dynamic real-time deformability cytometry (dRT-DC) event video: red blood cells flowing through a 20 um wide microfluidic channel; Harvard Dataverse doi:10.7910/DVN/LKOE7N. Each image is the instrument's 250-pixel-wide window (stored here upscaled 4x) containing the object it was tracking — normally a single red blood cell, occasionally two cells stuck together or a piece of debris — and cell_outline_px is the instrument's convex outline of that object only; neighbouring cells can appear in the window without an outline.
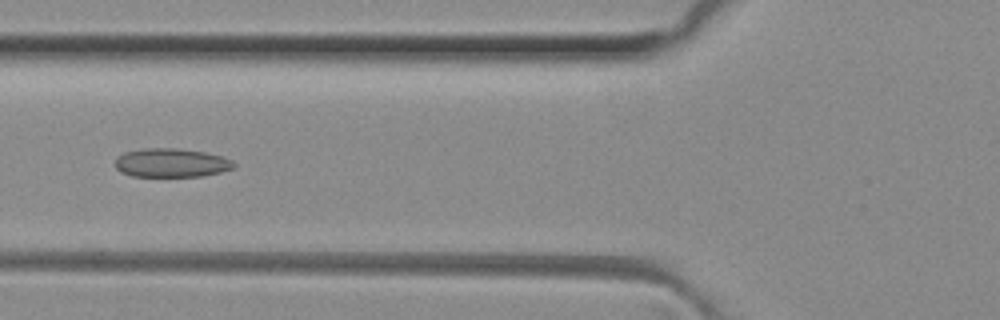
{"species": "common noctule bat (a hibernating species)", "species_latin": "Nyctalus noctula", "temperature_condition": "room temperature", "stored_images_in_passage": 45, "camera_frame_rate_fps": 3000, "um_per_image_px": 0.085, "animal": {"sex": "female", "body_mass_g": 29.2, "forearm_length_mm": 56.3}, "frame": {"image": 1, "passage_image": 14, "time_ms": 4.333, "image_size_px": [1000, 320], "cell_outline_px": [[236, 164], [232, 168], [220, 172], [204, 176], [132, 176], [120, 172], [116, 168], [116, 156], [124, 152], [144, 148], [180, 148], [204, 152], [220, 156], [232, 160]], "centroid_in_image_um": [14.53, 13.83], "position_along_channel_um": 111.3, "area_um2": 19.94}}
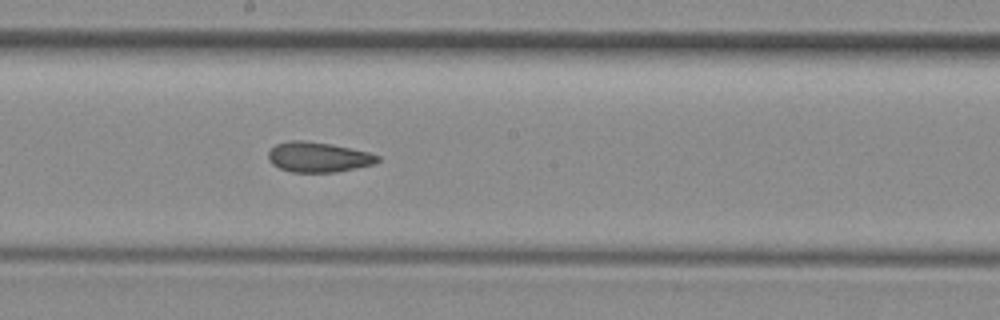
{"frame": {"image": 2, "passage_image": 22, "time_ms": 7.0, "image_size_px": [1000, 320], "cell_outline_px": [[380, 160], [376, 164], [336, 172], [292, 172], [280, 168], [272, 164], [268, 160], [268, 152], [276, 144], [288, 140], [304, 140], [328, 144], [368, 152], [380, 156]], "centroid_in_image_um": [27.04, 13.36], "position_along_channel_um": 221.2, "area_um2": 19.13}}
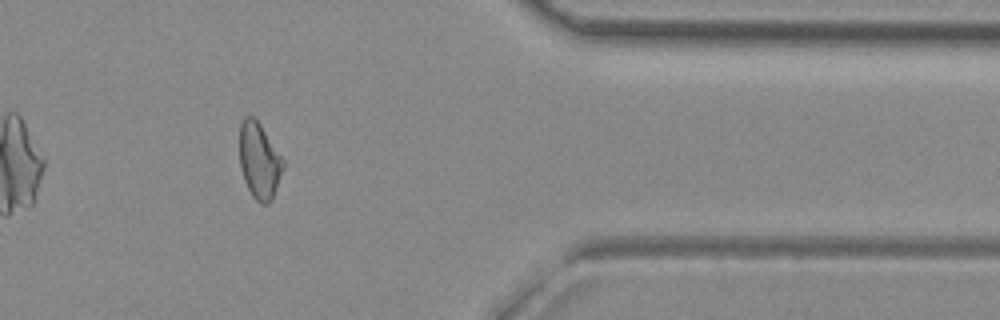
{"frame": {"image": 3, "passage_image": 36, "time_ms": 11.667, "image_size_px": [1000, 320], "cell_outline_px": [[284, 168], [272, 200], [268, 204], [260, 204], [252, 196], [244, 180], [240, 168], [240, 124], [244, 116], [252, 116], [260, 124], [284, 160]], "centroid_in_image_um": [22.04, 13.69], "position_along_channel_um": 389.4, "area_um2": 19.31}, "authors_computed_cell_mechanics": {"area_um2": 19.8254, "velocity_mm_per_s": 4.1218, "shape_relaxation_time_tau1_ms": null, "shape_relaxation_time_tau2_ms": 2.8689, "deformation_change_tau1": null, "deformation_change_tau2": 0.0998}}